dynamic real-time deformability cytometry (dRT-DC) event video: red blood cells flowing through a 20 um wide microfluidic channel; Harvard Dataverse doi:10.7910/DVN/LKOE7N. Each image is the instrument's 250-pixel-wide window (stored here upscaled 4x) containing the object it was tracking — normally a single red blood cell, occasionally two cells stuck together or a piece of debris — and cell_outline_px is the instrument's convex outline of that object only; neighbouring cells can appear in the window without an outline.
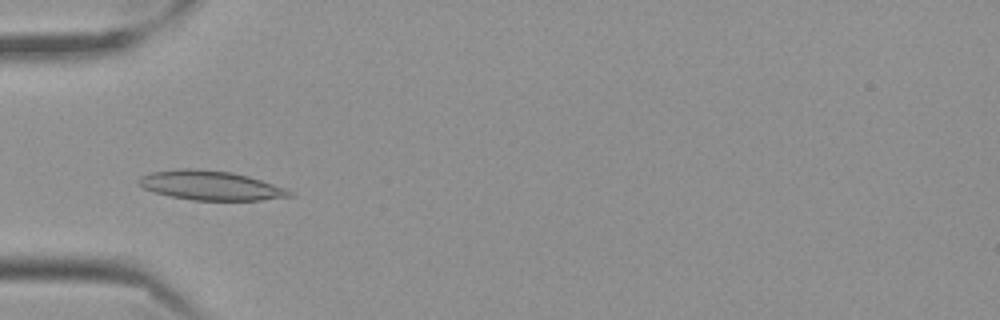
{"species": "Egyptian fruit bat (a non-hibernating species)", "species_latin": "Rousettus aegyptiacus", "temperature_condition": "cold", "stored_images_in_passage": 55, "camera_frame_rate_fps": 3000, "um_per_image_px": 0.085, "frame": {"image": 1, "passage_image": 16, "time_ms": 5.0, "image_size_px": [1000, 320], "cell_outline_px": [[296, 196], [260, 200], [192, 200], [172, 196], [156, 192], [144, 188], [136, 184], [136, 180], [140, 176], [152, 172], [176, 168], [188, 168], [232, 172], [248, 176], [284, 188], [292, 192]], "centroid_in_image_um": [17.86, 15.76], "position_along_channel_um": 67.1, "area_um2": 25.66}}
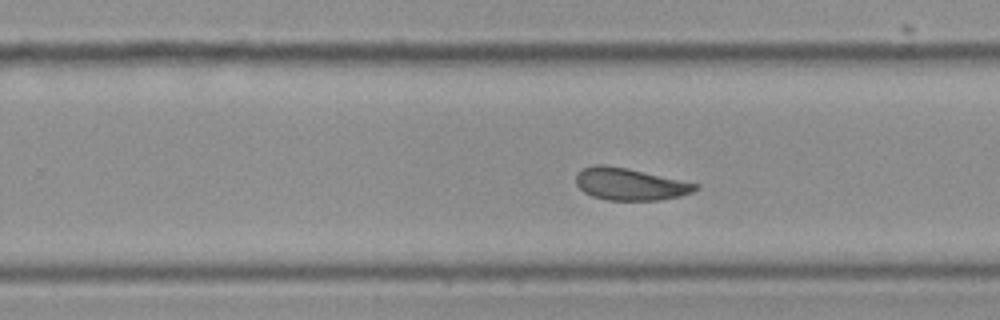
{"frame": {"image": 2, "passage_image": 34, "time_ms": 11.0, "image_size_px": [1000, 320], "cell_outline_px": [[700, 188], [692, 192], [680, 196], [660, 200], [608, 200], [592, 196], [584, 192], [576, 184], [576, 172], [584, 168], [596, 164], [604, 164], [624, 168], [700, 184]], "centroid_in_image_um": [53.54, 15.66], "position_along_channel_um": 276.3, "area_um2": 22.2}}
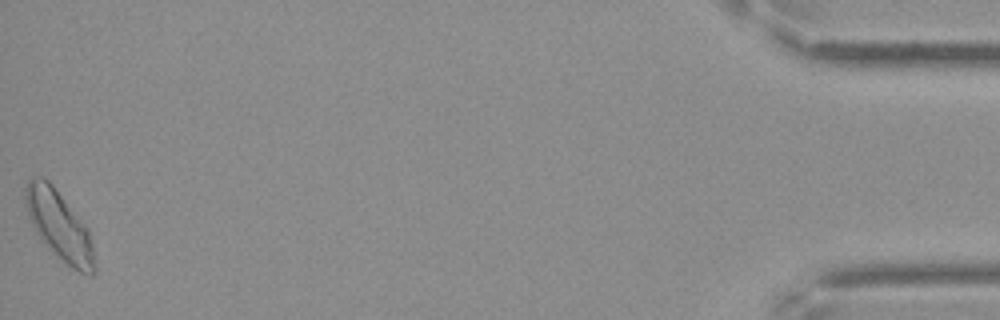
{"frame": {"image": 3, "passage_image": 55, "time_ms": 18.0, "image_size_px": [1000, 320], "cell_outline_px": [[96, 272], [92, 276], [88, 276], [72, 268], [52, 252], [40, 240], [28, 216], [24, 196], [24, 192], [28, 180], [36, 176], [40, 176], [48, 180], [52, 184], [88, 228], [96, 268]], "centroid_in_image_um": [5.03, 19.19], "position_along_channel_um": 430.2, "area_um2": 27.74}, "authors_computed_cell_mechanics": {"area_um2": 23.6402, "velocity_mm_per_s": 3.4956, "shape_relaxation_time_tau1_ms": 3.061, "shape_relaxation_time_tau2_ms": 2.2961, "deformation_change_tau1": 0.1079, "deformation_change_tau2": 0.0741}}